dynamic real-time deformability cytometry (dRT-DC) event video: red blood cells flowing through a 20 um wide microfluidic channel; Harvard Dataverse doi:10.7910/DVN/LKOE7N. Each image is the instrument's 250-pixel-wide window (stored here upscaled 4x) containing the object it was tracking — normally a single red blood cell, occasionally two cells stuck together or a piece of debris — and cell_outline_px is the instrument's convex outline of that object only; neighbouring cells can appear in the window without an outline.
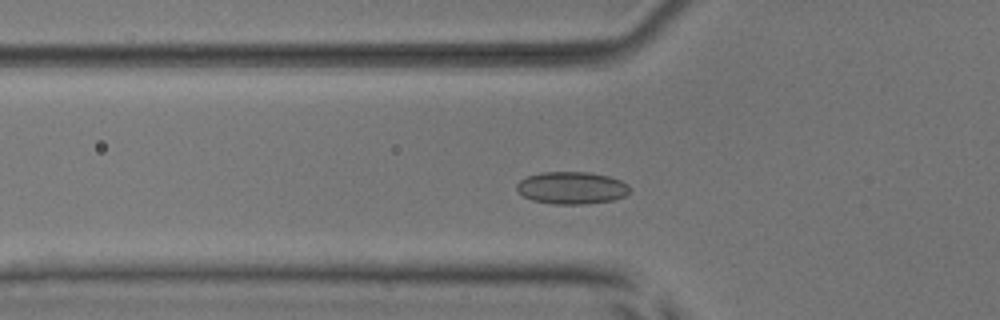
{"species": "common noctule bat (a hibernating species)", "species_latin": "Nyctalus noctula", "temperature_condition": "room temperature", "stored_images_in_passage": 48, "camera_frame_rate_fps": 3000, "um_per_image_px": 0.085, "animal": {"sex": "male", "body_mass_g": 17.9, "forearm_length_mm": 54.2}, "frame": {"image": 1, "passage_image": 13, "time_ms": 4.0, "image_size_px": [1000, 320], "cell_outline_px": [[632, 188], [624, 196], [612, 200], [584, 204], [552, 204], [532, 200], [524, 196], [516, 188], [516, 184], [520, 180], [528, 176], [540, 172], [588, 172], [608, 176], [620, 180], [628, 184]], "centroid_in_image_um": [48.6, 15.96], "position_along_channel_um": 77.2, "area_um2": 21.27}}
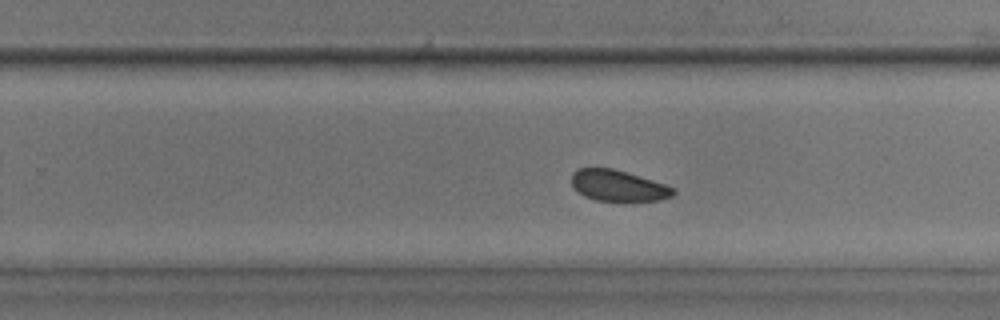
{"frame": {"image": 2, "passage_image": 29, "time_ms": 9.333, "image_size_px": [1000, 320], "cell_outline_px": [[676, 192], [672, 196], [660, 200], [632, 204], [596, 200], [584, 196], [576, 192], [572, 184], [572, 172], [580, 168], [612, 168], [664, 184], [672, 188]], "centroid_in_image_um": [52.54, 15.84], "position_along_channel_um": 277.3, "area_um2": 18.96}}
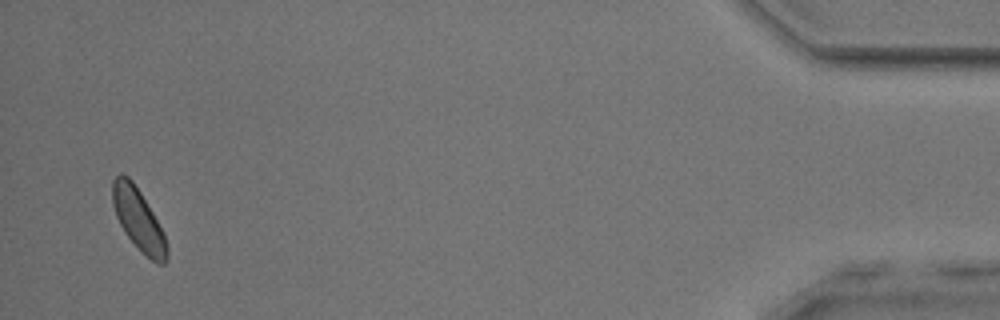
{"frame": {"image": 3, "passage_image": 47, "time_ms": 15.333, "image_size_px": [1000, 320], "cell_outline_px": [[168, 260], [164, 264], [156, 264], [128, 236], [120, 224], [116, 216], [112, 204], [112, 180], [120, 172], [128, 176], [132, 180], [140, 192], [164, 232], [168, 248]], "centroid_in_image_um": [11.77, 18.63], "position_along_channel_um": 423.4, "area_um2": 19.31}}